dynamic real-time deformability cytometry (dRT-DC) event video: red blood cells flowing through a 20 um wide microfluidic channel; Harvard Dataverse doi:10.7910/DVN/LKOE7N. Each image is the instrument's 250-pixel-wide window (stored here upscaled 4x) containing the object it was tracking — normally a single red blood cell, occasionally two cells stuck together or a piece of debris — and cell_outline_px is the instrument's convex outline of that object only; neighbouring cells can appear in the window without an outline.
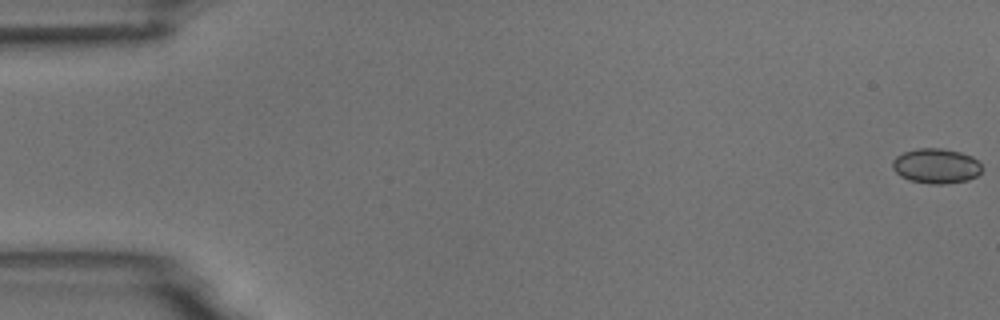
{"species": "common noctule bat (a hibernating species)", "species_latin": "Nyctalus noctula", "temperature_condition": "room temperature", "stored_images_in_passage": 7, "camera_frame_rate_fps": 3000, "um_per_image_px": 0.085, "animal": {"sex": "male", "body_mass_g": 18.8}, "frame": {"image": 1, "passage_image": 1, "time_ms": 0.0, "image_size_px": [1000, 320], "cell_outline_px": [[980, 172], [976, 176], [968, 180], [948, 184], [928, 184], [908, 180], [900, 176], [892, 168], [892, 160], [896, 156], [904, 152], [916, 148], [940, 148], [960, 152], [972, 156], [980, 164]], "centroid_in_image_um": [79.53, 14.11], "position_along_channel_um": 5.5, "area_um2": 18.32}}
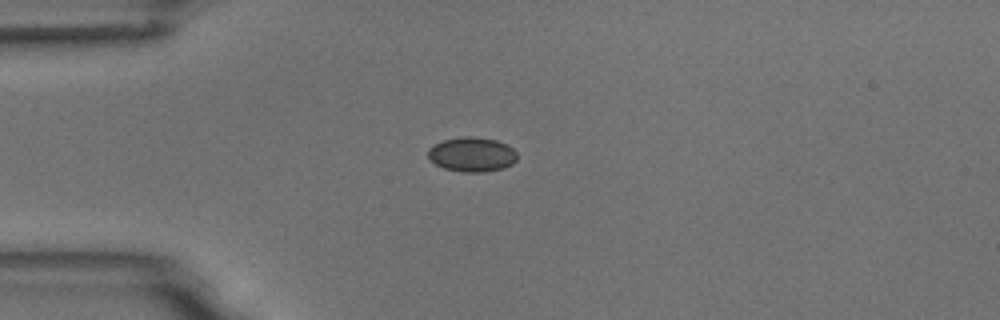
{"frame": {"image": 2, "passage_image": 5, "time_ms": 4.667, "image_size_px": [1000, 320], "cell_outline_px": [[516, 160], [512, 164], [500, 168], [484, 172], [464, 172], [444, 168], [436, 164], [428, 156], [428, 148], [432, 144], [444, 140], [464, 136], [472, 136], [496, 140], [508, 144], [516, 152]], "centroid_in_image_um": [40.1, 13.11], "position_along_channel_um": 44.9, "area_um2": 17.86}}
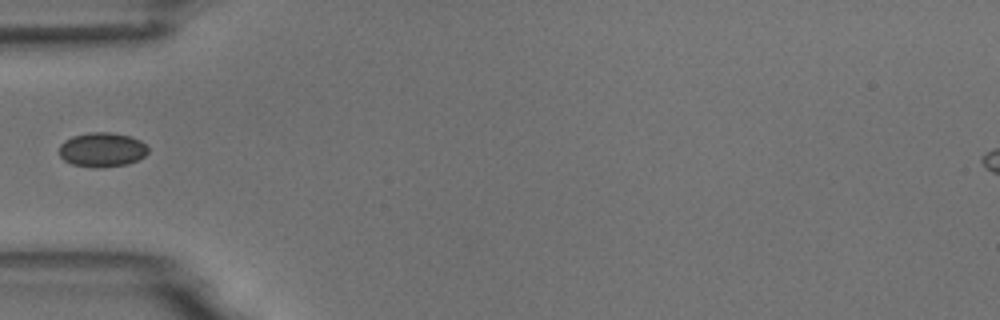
{"frame": {"image": 3, "passage_image": 6, "time_ms": 6.0, "image_size_px": [1000, 320], "cell_outline_px": [[148, 152], [144, 156], [128, 164], [100, 168], [92, 168], [72, 164], [64, 160], [60, 156], [60, 144], [64, 140], [72, 136], [88, 132], [112, 132], [128, 136], [140, 140], [148, 148]], "centroid_in_image_um": [8.66, 12.73], "position_along_channel_um": 76.3, "area_um2": 17.92}}